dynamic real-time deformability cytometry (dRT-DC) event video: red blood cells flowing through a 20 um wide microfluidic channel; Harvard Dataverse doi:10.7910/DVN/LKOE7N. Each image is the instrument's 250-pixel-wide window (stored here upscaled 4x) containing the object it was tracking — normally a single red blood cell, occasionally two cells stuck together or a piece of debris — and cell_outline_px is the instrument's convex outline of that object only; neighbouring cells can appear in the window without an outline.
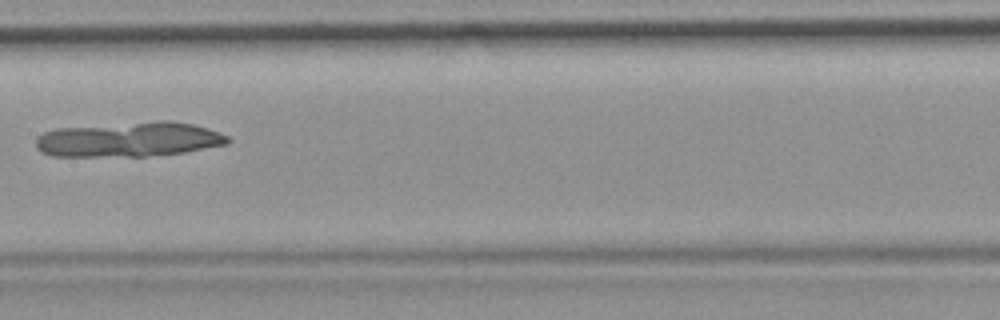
{"species": "common noctule bat (a hibernating species)", "species_latin": "Nyctalus noctula", "temperature_condition": "room temperature", "stored_images_in_passage": 7, "segment_of_instrument_passage": [1, 2], "camera_frame_rate_fps": 3000, "um_per_image_px": 0.085, "animal": {"sex": "female", "body_mass_g": 19.9}, "frame": {"image": 1, "passage_image": 6, "time_ms": 6.0, "image_size_px": [1000, 320], "cell_outline_px": [[232, 140], [228, 144], [184, 152], [148, 156], [52, 156], [40, 152], [36, 148], [36, 136], [44, 132], [56, 128], [156, 120], [168, 120], [192, 124], [208, 128], [220, 132], [228, 136]], "centroid_in_image_um": [10.97, 11.84], "position_along_channel_um": 196.4, "area_um2": 39.36}}